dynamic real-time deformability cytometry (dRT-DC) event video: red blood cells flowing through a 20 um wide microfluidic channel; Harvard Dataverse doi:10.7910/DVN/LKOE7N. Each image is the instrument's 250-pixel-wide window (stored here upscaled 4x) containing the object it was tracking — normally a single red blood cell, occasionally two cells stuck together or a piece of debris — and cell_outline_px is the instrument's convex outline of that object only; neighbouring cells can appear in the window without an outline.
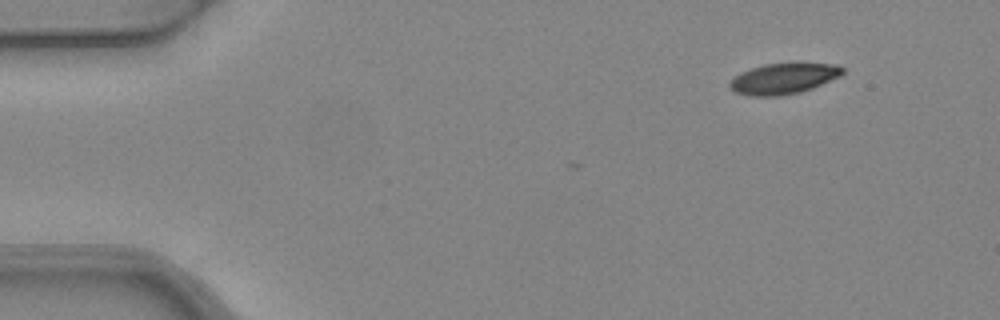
{"species": "common noctule bat (a hibernating species)", "species_latin": "Nyctalus noctula", "temperature_condition": "warm", "stored_images_in_passage": 2, "camera_frame_rate_fps": 3000, "um_per_image_px": 0.085, "animal": {"sex": "female", "body_mass_g": 24.6, "forearm_length_mm": 56.2}, "frame": {"image": 1, "passage_image": 2, "time_ms": 0.333, "image_size_px": [1000, 320], "cell_outline_px": [[844, 72], [840, 76], [812, 88], [800, 92], [780, 96], [748, 96], [736, 92], [728, 88], [728, 84], [740, 72], [764, 64], [800, 60], [840, 64], [844, 68]], "centroid_in_image_um": [66.66, 6.62], "position_along_channel_um": 18.3, "area_um2": 21.15}}